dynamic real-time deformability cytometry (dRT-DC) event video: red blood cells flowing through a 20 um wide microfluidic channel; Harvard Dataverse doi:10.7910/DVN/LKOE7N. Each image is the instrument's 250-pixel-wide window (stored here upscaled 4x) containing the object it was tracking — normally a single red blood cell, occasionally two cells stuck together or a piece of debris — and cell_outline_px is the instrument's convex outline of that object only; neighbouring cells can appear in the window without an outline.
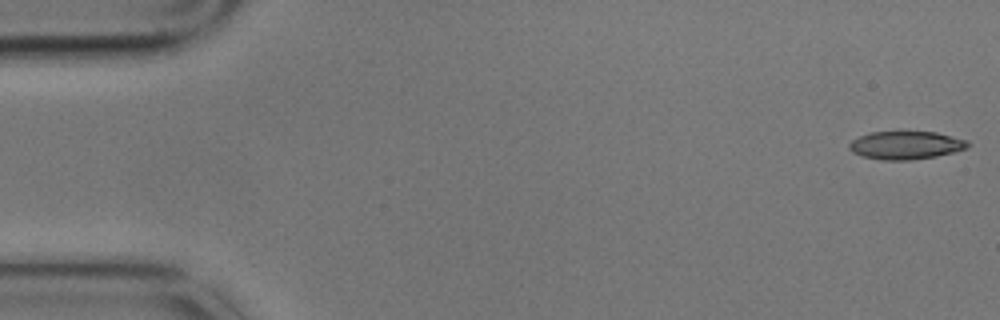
{"species": "common noctule bat (a hibernating species)", "species_latin": "Nyctalus noctula", "temperature_condition": "cold", "stored_images_in_passage": 5, "camera_frame_rate_fps": 3000, "um_per_image_px": 0.085, "animal": {"sex": "male", "body_mass_g": 17.9}, "frame": {"image": 1, "passage_image": 1, "time_ms": 0.0, "image_size_px": [1000, 320], "cell_outline_px": [[972, 144], [968, 148], [936, 156], [912, 160], [880, 160], [864, 156], [852, 152], [848, 148], [848, 144], [852, 140], [868, 132], [900, 128], [936, 132], [968, 140]], "centroid_in_image_um": [76.99, 12.28], "position_along_channel_um": 8.0, "area_um2": 20.46}}
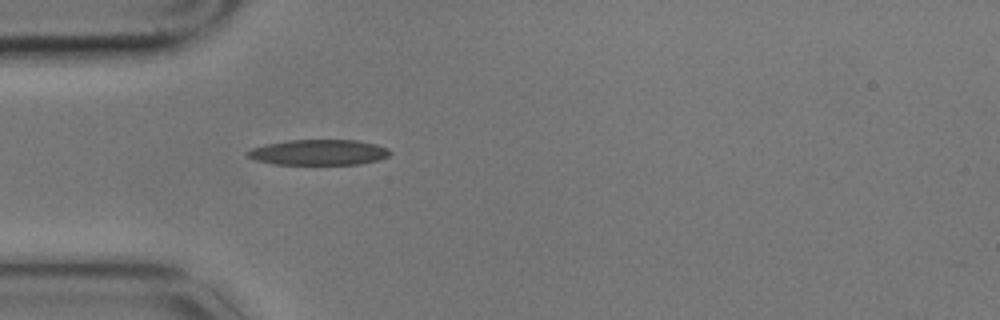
{"frame": {"image": 2, "passage_image": 5, "time_ms": 1.333, "image_size_px": [1000, 320], "cell_outline_px": [[392, 152], [388, 156], [380, 160], [360, 164], [272, 164], [256, 160], [248, 156], [248, 152], [252, 148], [264, 144], [288, 140], [356, 140], [376, 144], [388, 148]], "centroid_in_image_um": [27.13, 12.95], "position_along_channel_um": 57.9, "area_um2": 21.21}}